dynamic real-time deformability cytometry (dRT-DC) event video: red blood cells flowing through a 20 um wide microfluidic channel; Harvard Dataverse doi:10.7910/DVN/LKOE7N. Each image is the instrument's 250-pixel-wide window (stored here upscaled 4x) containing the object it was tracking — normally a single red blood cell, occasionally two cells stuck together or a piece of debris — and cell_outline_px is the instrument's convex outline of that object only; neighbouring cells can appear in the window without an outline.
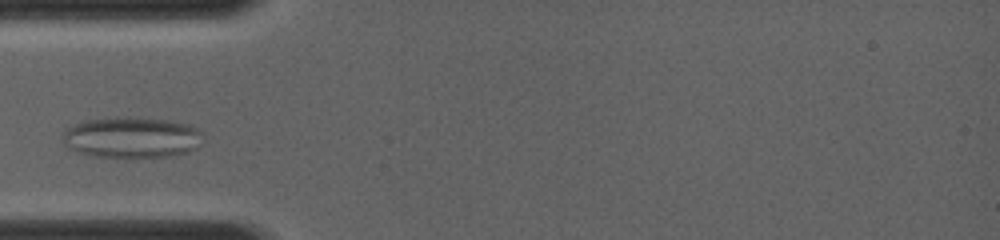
{"species": "common noctule bat (a hibernating species)", "species_latin": "Nyctalus noctula", "temperature_condition": "room temperature", "stored_images_in_passage": 14, "camera_frame_rate_fps": 4000, "um_per_image_px": 0.085, "animal": {"sex": "female", "body_mass_g": 19.0, "forearm_length_mm": 56.7}, "frame": {"image": 1, "passage_image": 3, "time_ms": 1.0, "image_size_px": [1000, 240], "cell_outline_px": [[204, 132], [196, 148], [188, 152], [168, 156], [96, 156], [80, 152], [68, 148], [64, 144], [60, 136], [68, 128], [84, 120], [128, 116], [168, 120], [188, 124]], "centroid_in_image_um": [11.19, 11.66], "position_along_channel_um": 73.8, "area_um2": 33.23}}
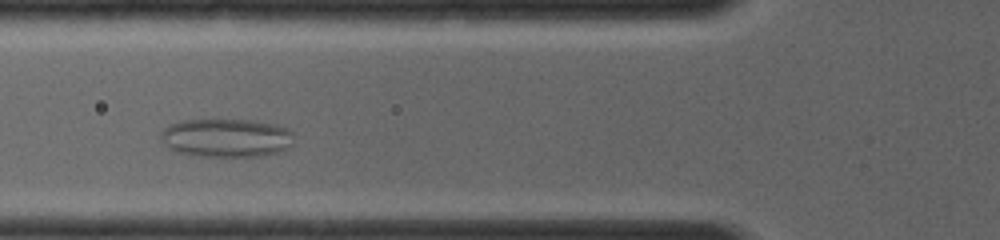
{"frame": {"image": 2, "passage_image": 5, "time_ms": 1.75, "image_size_px": [1000, 240], "cell_outline_px": [[292, 144], [288, 148], [276, 152], [260, 156], [200, 156], [176, 152], [168, 148], [160, 140], [160, 132], [168, 124], [180, 120], [252, 120], [276, 124], [288, 128], [292, 132]], "centroid_in_image_um": [19.19, 11.71], "position_along_channel_um": 106.6, "area_um2": 30.11}}
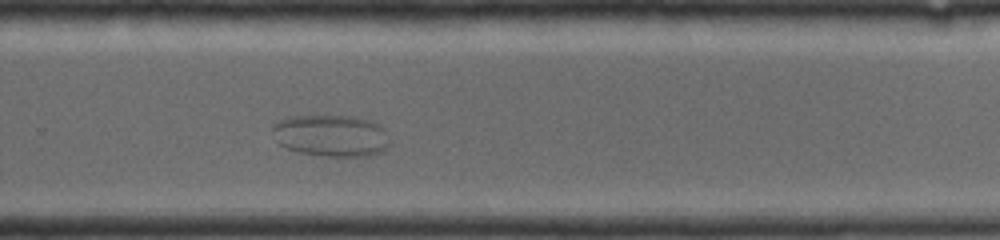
{"frame": {"image": 3, "passage_image": 14, "time_ms": 6.25, "image_size_px": [1000, 240], "cell_outline_px": [[388, 144], [380, 152], [372, 156], [328, 156], [300, 152], [288, 148], [280, 144], [272, 128], [280, 120], [288, 116], [352, 116], [368, 120], [380, 124], [384, 128], [388, 140]], "centroid_in_image_um": [28.18, 11.52], "position_along_channel_um": 301.6, "area_um2": 28.15}}